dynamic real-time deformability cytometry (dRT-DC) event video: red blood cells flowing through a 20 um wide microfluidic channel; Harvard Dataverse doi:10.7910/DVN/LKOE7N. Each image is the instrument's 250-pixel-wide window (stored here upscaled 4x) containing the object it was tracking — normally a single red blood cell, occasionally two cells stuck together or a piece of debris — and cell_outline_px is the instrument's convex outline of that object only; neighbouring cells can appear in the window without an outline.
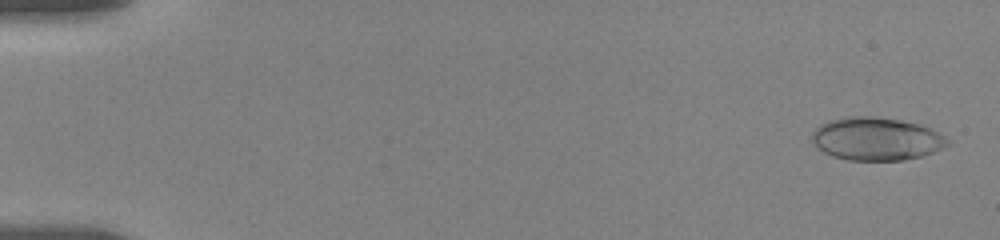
{"species": "human", "species_latin": "Homo sapiens", "temperature_condition": "room temperature", "stored_images_in_passage": 55, "camera_frame_rate_fps": 3000, "um_per_image_px": 0.085, "donor": {"sex": "female"}, "frame": {"image": 1, "passage_image": 2, "time_ms": 0.333, "image_size_px": [1000, 240], "cell_outline_px": [[948, 144], [932, 152], [920, 156], [904, 160], [848, 160], [832, 156], [824, 152], [812, 140], [812, 132], [820, 124], [828, 120], [848, 116], [864, 116], [896, 120], [916, 124], [928, 128], [944, 136], [948, 140]], "centroid_in_image_um": [74.43, 11.81], "position_along_channel_um": 10.6, "area_um2": 33.29}}
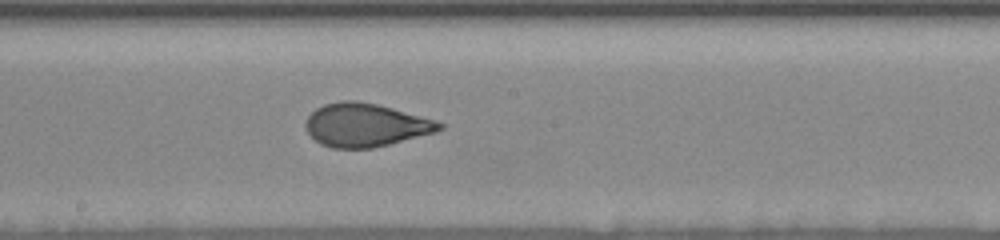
{"frame": {"image": 2, "passage_image": 31, "time_ms": 10.0, "image_size_px": [1000, 240], "cell_outline_px": [[444, 128], [436, 132], [372, 148], [332, 148], [320, 144], [308, 132], [304, 124], [308, 116], [316, 108], [324, 104], [340, 100], [356, 100], [376, 104], [392, 108], [432, 120], [444, 124]], "centroid_in_image_um": [31.03, 10.62], "position_along_channel_um": 217.2, "area_um2": 33.41}}
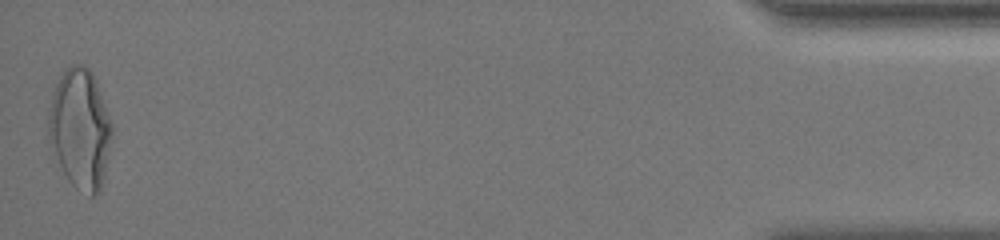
{"frame": {"image": 3, "passage_image": 55, "time_ms": 18.0, "image_size_px": [1000, 240], "cell_outline_px": [[112, 136], [104, 176], [100, 192], [92, 196], [88, 196], [76, 188], [72, 184], [64, 172], [60, 164], [48, 132], [48, 108], [56, 84], [60, 76], [72, 64], [80, 64], [88, 68], [92, 72], [96, 80], [112, 124]], "centroid_in_image_um": [6.83, 10.94], "position_along_channel_um": 428.4, "area_um2": 43.75}, "authors_computed_cell_mechanics": {"area_um2": 33.4084, "velocity_mm_per_s": 3.6622, "shape_relaxation_time_tau1_ms": 5.9385, "shape_relaxation_time_tau2_ms": 0.8358, "deformation_change_tau1": 0.1925, "deformation_change_tau2": 0.0739}}